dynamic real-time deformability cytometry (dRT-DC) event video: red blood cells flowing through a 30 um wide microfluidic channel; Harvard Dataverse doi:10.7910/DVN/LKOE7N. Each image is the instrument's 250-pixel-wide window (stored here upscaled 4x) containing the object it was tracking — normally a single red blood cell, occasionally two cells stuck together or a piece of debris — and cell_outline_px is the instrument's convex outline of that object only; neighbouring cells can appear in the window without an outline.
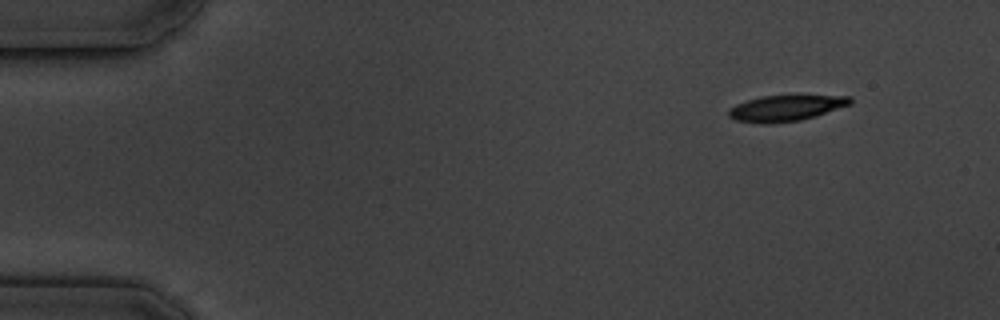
{"species": "common noctule bat (a hibernating species)", "species_latin": "Nyctalus noctula", "temperature_condition": "cold", "stored_images_in_passage": 5, "camera_frame_rate_fps": 3000, "um_per_image_px": 0.085, "animal": {"sex": "male", "body_mass_g": 19.5, "forearm_length_mm": 54.6}, "frame": {"image": 1, "passage_image": 5, "time_ms": 5.667, "image_size_px": [1000, 320], "cell_outline_px": [[852, 104], [816, 116], [800, 120], [772, 124], [760, 124], [736, 120], [728, 116], [728, 108], [736, 104], [748, 100], [764, 96], [852, 96]], "centroid_in_image_um": [66.78, 9.21], "position_along_channel_um": 18.2, "area_um2": 18.32}}